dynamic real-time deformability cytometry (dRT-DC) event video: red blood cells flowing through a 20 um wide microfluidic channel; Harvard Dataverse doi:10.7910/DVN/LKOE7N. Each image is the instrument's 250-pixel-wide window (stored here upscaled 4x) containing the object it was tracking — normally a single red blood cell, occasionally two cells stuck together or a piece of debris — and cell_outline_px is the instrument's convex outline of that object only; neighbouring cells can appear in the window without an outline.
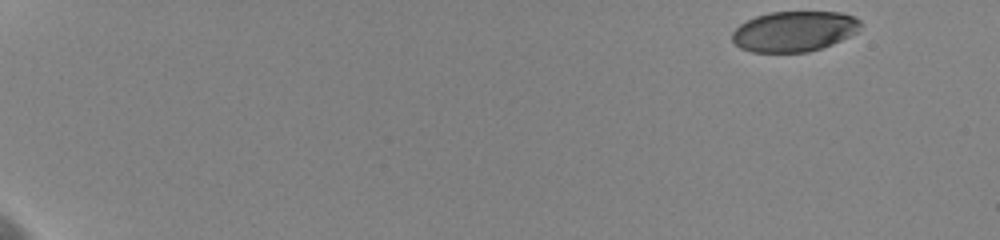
{"species": "human", "species_latin": "Homo sapiens", "temperature_condition": "cold", "stored_images_in_passage": 55, "camera_frame_rate_fps": 3000, "um_per_image_px": 0.085, "donor": {"sex": "female"}, "frame": {"image": 1, "passage_image": 1, "time_ms": 0.0, "image_size_px": [1000, 240], "cell_outline_px": [[860, 24], [856, 32], [832, 44], [808, 52], [752, 52], [740, 48], [732, 40], [732, 32], [740, 24], [756, 16], [768, 12], [840, 12], [852, 16], [860, 20]], "centroid_in_image_um": [67.47, 2.66], "position_along_channel_um": 17.5, "area_um2": 30.0}}
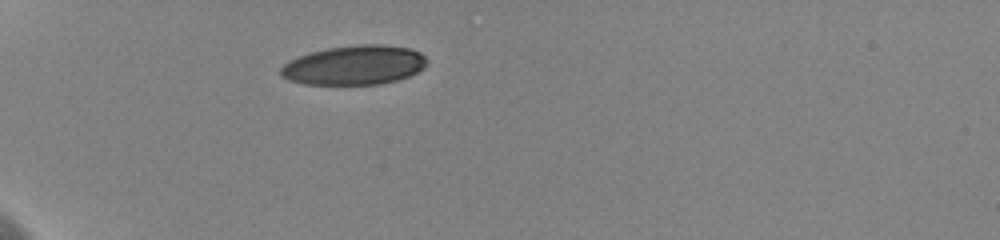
{"frame": {"image": 2, "passage_image": 20, "time_ms": 5.0, "image_size_px": [1000, 240], "cell_outline_px": [[428, 64], [424, 68], [408, 76], [396, 80], [380, 84], [304, 84], [288, 80], [280, 76], [280, 68], [288, 60], [312, 52], [328, 48], [360, 44], [380, 44], [408, 48], [420, 52], [428, 60]], "centroid_in_image_um": [30.11, 5.54], "position_along_channel_um": 54.9, "area_um2": 33.52}}
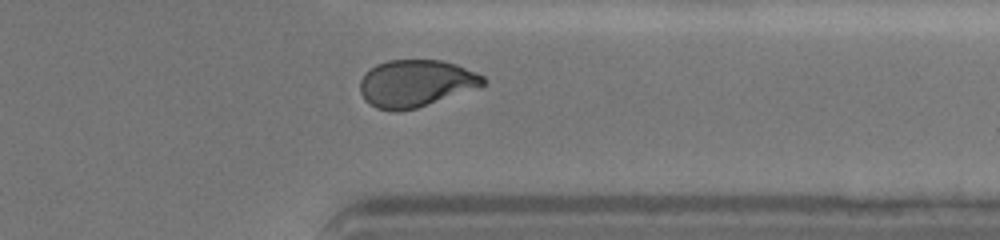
{"frame": {"image": 3, "passage_image": 52, "time_ms": 14.667, "image_size_px": [1000, 240], "cell_outline_px": [[488, 80], [480, 88], [416, 108], [396, 112], [376, 108], [368, 104], [364, 100], [360, 92], [360, 80], [376, 64], [388, 60], [440, 60], [456, 64], [476, 72], [484, 76]], "centroid_in_image_um": [35.37, 7.1], "position_along_channel_um": 376.0, "area_um2": 34.04}, "authors_computed_cell_mechanics": {"area_um2": 34.102, "velocity_mm_per_s": 3.6272, "shape_relaxation_time_tau1_ms": 3.8791, "shape_relaxation_time_tau2_ms": 1.8228, "deformation_change_tau1": 0.1512, "deformation_change_tau2": 0.0593}}